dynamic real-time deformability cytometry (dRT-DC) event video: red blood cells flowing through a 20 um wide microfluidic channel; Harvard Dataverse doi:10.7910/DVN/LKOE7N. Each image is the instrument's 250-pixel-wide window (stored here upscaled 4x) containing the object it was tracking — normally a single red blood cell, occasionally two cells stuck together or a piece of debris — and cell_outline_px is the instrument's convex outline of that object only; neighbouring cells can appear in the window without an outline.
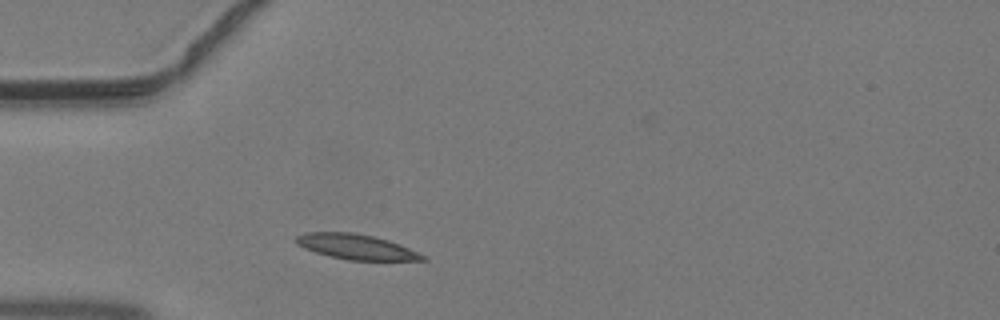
{"species": "common noctule bat (a hibernating species)", "species_latin": "Nyctalus noctula", "temperature_condition": "warm", "stored_images_in_passage": 27, "camera_frame_rate_fps": 3000, "um_per_image_px": 0.085, "animal": {"sex": "male", "body_mass_g": 19.2, "forearm_length_mm": 51.8}, "frame": {"image": 1, "passage_image": 4, "time_ms": 1.0, "image_size_px": [1000, 320], "cell_outline_px": [[428, 260], [348, 260], [316, 252], [304, 248], [296, 244], [296, 236], [304, 232], [352, 232], [372, 236], [388, 240], [400, 244], [420, 252]], "centroid_in_image_um": [30.28, 20.97], "position_along_channel_um": 54.7, "area_um2": 18.44}}
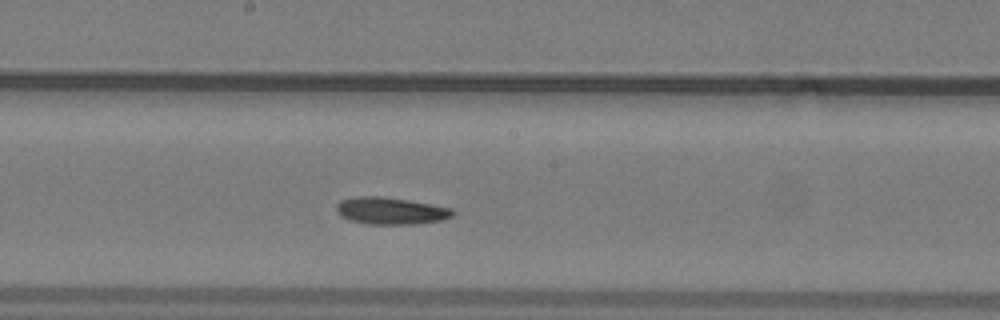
{"frame": {"image": 2, "passage_image": 15, "time_ms": 4.667, "image_size_px": [1000, 320], "cell_outline_px": [[456, 212], [452, 216], [440, 220], [412, 224], [368, 224], [352, 220], [336, 212], [336, 204], [340, 200], [356, 196], [380, 196], [408, 200], [452, 208]], "centroid_in_image_um": [33.2, 17.91], "position_along_channel_um": 215.0, "area_um2": 18.15}}
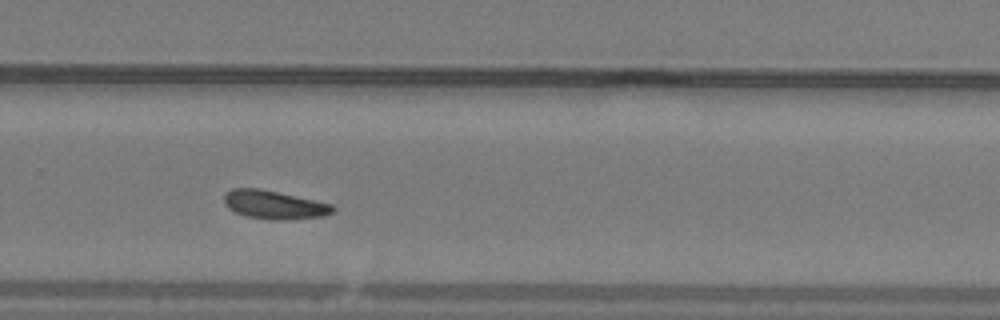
{"frame": {"image": 3, "passage_image": 21, "time_ms": 6.667, "image_size_px": [1000, 320], "cell_outline_px": [[336, 208], [332, 212], [324, 216], [284, 220], [272, 220], [248, 216], [236, 212], [228, 208], [224, 204], [224, 196], [232, 188], [260, 188], [332, 204]], "centroid_in_image_um": [23.31, 17.4], "position_along_channel_um": 306.5, "area_um2": 17.92}}